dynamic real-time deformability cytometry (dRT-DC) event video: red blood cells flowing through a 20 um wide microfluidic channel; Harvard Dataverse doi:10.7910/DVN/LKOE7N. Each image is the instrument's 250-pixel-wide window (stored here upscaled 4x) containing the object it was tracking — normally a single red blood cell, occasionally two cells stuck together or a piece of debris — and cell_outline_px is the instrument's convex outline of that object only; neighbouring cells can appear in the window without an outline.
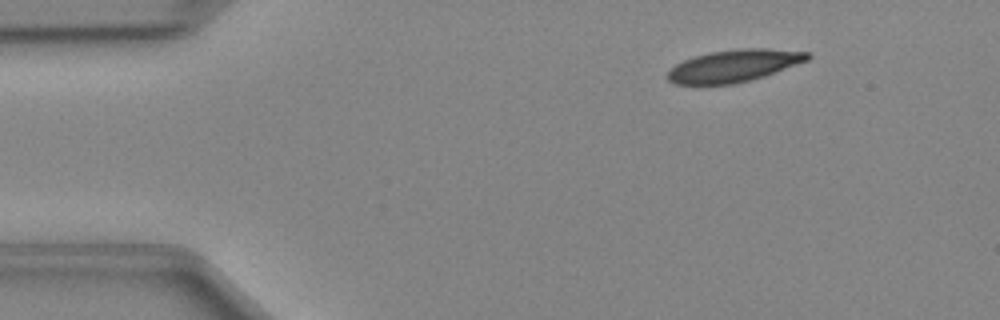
{"species": "Egyptian fruit bat (a non-hibernating species)", "species_latin": "Rousettus aegyptiacus", "temperature_condition": "cold", "stored_images_in_passage": 42, "camera_frame_rate_fps": 3000, "um_per_image_px": 0.085, "animal": {"sex": "female"}, "frame": {"image": 1, "passage_image": 1, "time_ms": 0.0, "image_size_px": [1000, 320], "cell_outline_px": [[812, 56], [808, 60], [764, 76], [732, 84], [676, 84], [668, 80], [664, 76], [676, 64], [684, 60], [696, 56], [712, 52], [740, 48], [764, 48], [812, 52]], "centroid_in_image_um": [62.4, 5.58], "position_along_channel_um": 22.6, "area_um2": 26.07}}
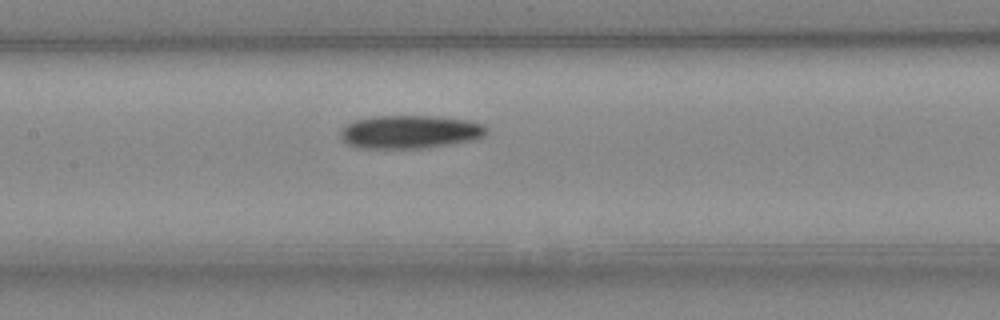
{"frame": {"image": 2, "passage_image": 17, "time_ms": 5.333, "image_size_px": [1000, 320], "cell_outline_px": [[488, 132], [484, 136], [472, 140], [452, 144], [428, 148], [356, 148], [348, 144], [340, 136], [340, 132], [352, 120], [372, 116], [436, 116], [472, 120], [484, 124], [488, 128]], "centroid_in_image_um": [34.89, 11.2], "position_along_channel_um": 172.5, "area_um2": 28.67}}
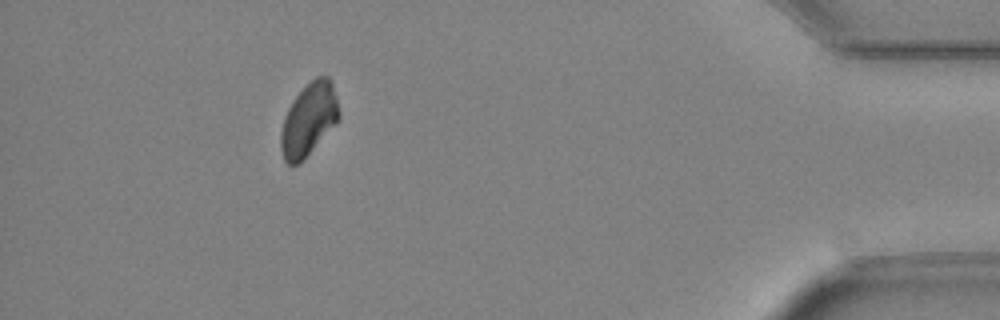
{"frame": {"image": 3, "passage_image": 38, "time_ms": 12.333, "image_size_px": [1000, 320], "cell_outline_px": [[340, 116], [336, 124], [296, 164], [288, 164], [284, 160], [280, 148], [280, 132], [284, 116], [292, 100], [316, 76], [328, 76], [332, 84], [336, 96], [340, 112]], "centroid_in_image_um": [26.23, 10.12], "position_along_channel_um": 409.0, "area_um2": 24.1}}